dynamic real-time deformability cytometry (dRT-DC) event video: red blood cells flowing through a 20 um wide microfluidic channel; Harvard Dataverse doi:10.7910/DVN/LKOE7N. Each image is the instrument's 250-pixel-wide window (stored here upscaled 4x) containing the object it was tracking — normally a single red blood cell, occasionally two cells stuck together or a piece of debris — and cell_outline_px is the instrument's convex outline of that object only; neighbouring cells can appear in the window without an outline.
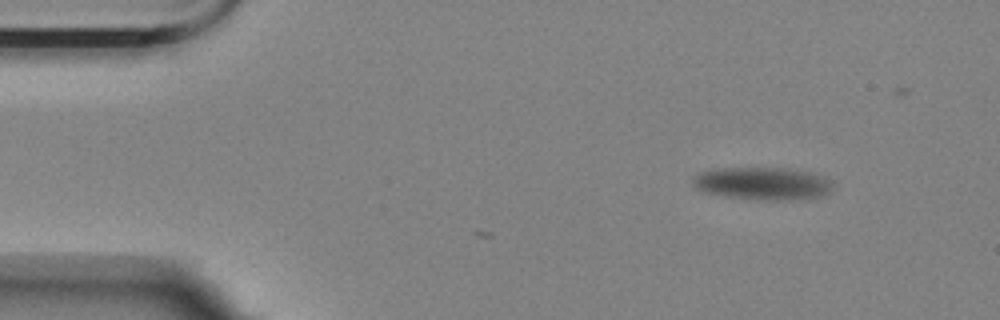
{"species": "Egyptian fruit bat (a non-hibernating species)", "species_latin": "Rousettus aegyptiacus", "temperature_condition": "room temperature", "stored_images_in_passage": 4, "camera_frame_rate_fps": 3000, "um_per_image_px": 0.085, "animal": {"sex": "female"}, "frame": {"image": 1, "passage_image": 4, "time_ms": 1.0, "image_size_px": [1000, 320], "cell_outline_px": [[832, 180], [828, 192], [820, 196], [792, 200], [728, 196], [708, 192], [696, 188], [696, 176], [700, 172], [720, 168], [776, 168], [804, 172], [824, 176]], "centroid_in_image_um": [64.86, 15.58], "position_along_channel_um": 20.1, "area_um2": 25.32}}